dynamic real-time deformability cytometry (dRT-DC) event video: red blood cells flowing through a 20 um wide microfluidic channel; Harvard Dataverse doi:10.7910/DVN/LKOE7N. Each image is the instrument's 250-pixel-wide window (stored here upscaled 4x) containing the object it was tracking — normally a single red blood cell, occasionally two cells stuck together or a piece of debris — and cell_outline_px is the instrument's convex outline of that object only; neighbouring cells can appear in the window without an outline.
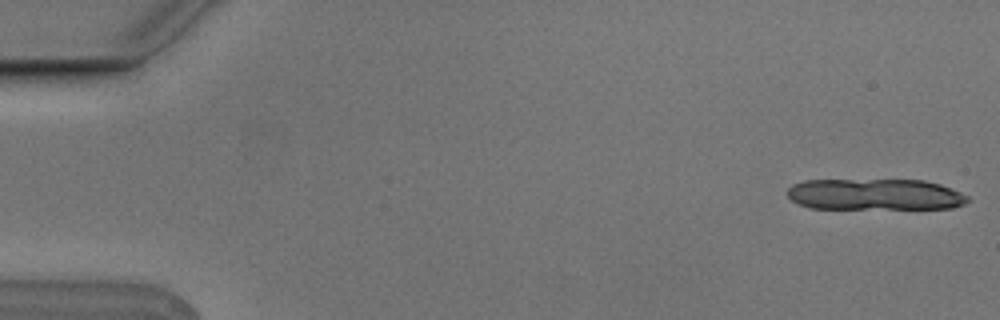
{"species": "Egyptian fruit bat (a non-hibernating species)", "species_latin": "Rousettus aegyptiacus", "temperature_condition": "cold", "stored_images_in_passage": 6, "camera_frame_rate_fps": 3000, "um_per_image_px": 0.085, "animal": {"sex": "male"}, "frame": {"image": 1, "passage_image": 1, "time_ms": 0.0, "image_size_px": [1000, 320], "cell_outline_px": [[972, 200], [964, 204], [952, 208], [812, 208], [800, 204], [792, 200], [788, 196], [788, 188], [792, 184], [804, 180], [924, 180], [940, 184], [960, 192], [968, 196]], "centroid_in_image_um": [74.4, 16.52], "position_along_channel_um": 10.6, "area_um2": 32.83}}